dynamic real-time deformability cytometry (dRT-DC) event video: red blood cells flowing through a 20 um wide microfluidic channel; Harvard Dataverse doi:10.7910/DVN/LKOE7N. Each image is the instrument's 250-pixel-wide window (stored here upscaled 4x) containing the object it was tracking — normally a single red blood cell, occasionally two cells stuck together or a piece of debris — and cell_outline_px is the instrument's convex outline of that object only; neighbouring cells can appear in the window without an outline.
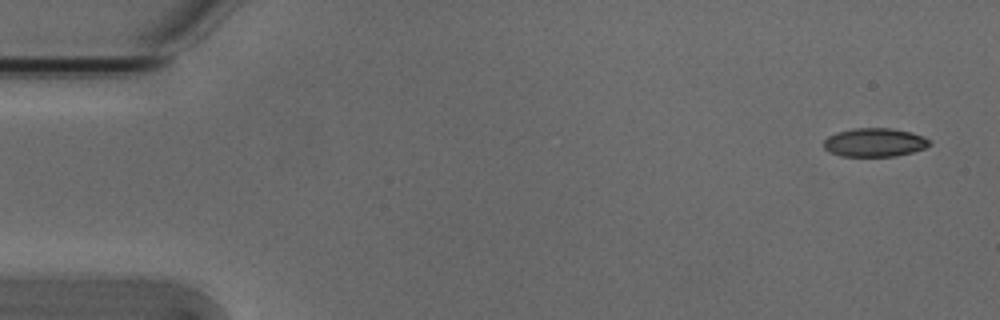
{"species": "Egyptian fruit bat (a non-hibernating species)", "species_latin": "Rousettus aegyptiacus", "temperature_condition": "cold", "stored_images_in_passage": 52, "camera_frame_rate_fps": 3000, "um_per_image_px": 0.085, "animal": {"sex": "male"}, "frame": {"image": 1, "passage_image": 1, "time_ms": 0.0, "image_size_px": [1000, 320], "cell_outline_px": [[932, 144], [924, 148], [912, 152], [896, 156], [840, 156], [828, 152], [824, 148], [824, 140], [828, 136], [836, 132], [852, 128], [892, 128], [912, 132], [924, 136], [932, 140]], "centroid_in_image_um": [74.35, 12.1], "position_along_channel_um": 10.6, "area_um2": 17.92}}
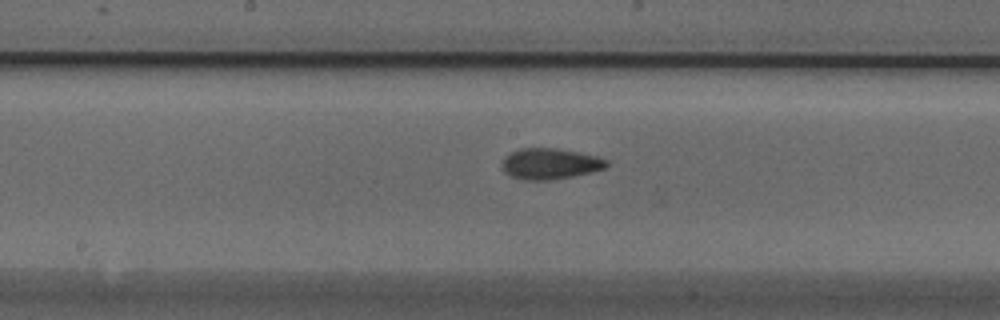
{"frame": {"image": 2, "passage_image": 26, "time_ms": 8.333, "image_size_px": [1000, 320], "cell_outline_px": [[608, 164], [604, 168], [572, 176], [548, 180], [524, 180], [512, 176], [504, 172], [504, 160], [512, 152], [520, 148], [556, 148], [596, 156], [608, 160]], "centroid_in_image_um": [46.76, 13.92], "position_along_channel_um": 201.4, "area_um2": 18.32}}
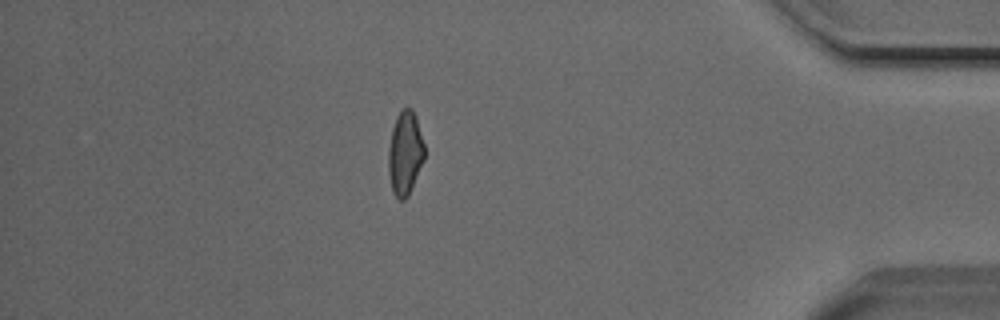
{"frame": {"image": 3, "passage_image": 45, "time_ms": 14.667, "image_size_px": [1000, 320], "cell_outline_px": [[424, 160], [408, 196], [404, 200], [400, 200], [392, 192], [388, 172], [388, 148], [392, 128], [396, 116], [404, 108], [412, 108], [416, 116], [424, 144]], "centroid_in_image_um": [34.42, 13.02], "position_along_channel_um": 400.8, "area_um2": 17.69}, "authors_computed_cell_mechanics": {"area_um2": 18.1203, "velocity_mm_per_s": 3.8178, "shape_relaxation_time_tau1_ms": 5.7853, "shape_relaxation_time_tau2_ms": 2.6966, "deformation_change_tau1": 0.1268, "deformation_change_tau2": 0.0972}}